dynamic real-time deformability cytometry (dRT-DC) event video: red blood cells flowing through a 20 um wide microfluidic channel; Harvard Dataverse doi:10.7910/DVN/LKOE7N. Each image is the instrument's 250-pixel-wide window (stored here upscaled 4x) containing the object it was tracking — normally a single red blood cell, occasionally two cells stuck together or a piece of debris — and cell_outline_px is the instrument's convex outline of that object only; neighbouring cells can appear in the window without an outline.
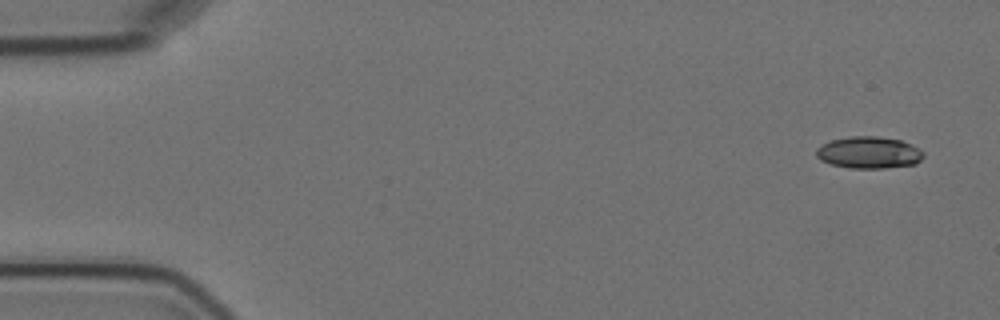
{"species": "Egyptian fruit bat (a non-hibernating species)", "species_latin": "Rousettus aegyptiacus", "temperature_condition": "cold", "stored_images_in_passage": 5, "camera_frame_rate_fps": 3000, "um_per_image_px": 0.085, "animal": {"sex": "female"}, "frame": {"image": 1, "passage_image": 1, "time_ms": 0.0, "image_size_px": [1000, 320], "cell_outline_px": [[924, 156], [916, 164], [884, 168], [848, 168], [832, 164], [820, 160], [816, 156], [816, 148], [832, 140], [852, 136], [876, 136], [900, 140], [924, 152]], "centroid_in_image_um": [73.84, 12.97], "position_along_channel_um": 11.2, "area_um2": 19.71}}
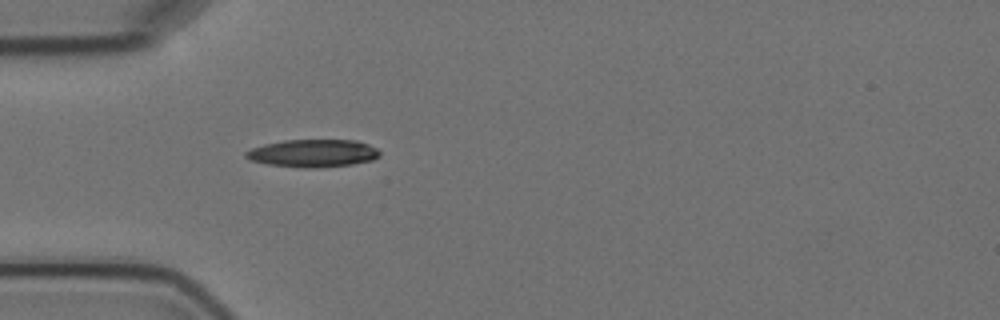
{"frame": {"image": 2, "passage_image": 5, "time_ms": 4.667, "image_size_px": [1000, 320], "cell_outline_px": [[380, 156], [372, 160], [352, 164], [316, 168], [304, 168], [268, 164], [252, 160], [244, 156], [244, 152], [252, 148], [264, 144], [284, 140], [356, 140], [368, 144], [376, 148], [380, 152]], "centroid_in_image_um": [26.61, 13.02], "position_along_channel_um": 58.4, "area_um2": 21.56}}